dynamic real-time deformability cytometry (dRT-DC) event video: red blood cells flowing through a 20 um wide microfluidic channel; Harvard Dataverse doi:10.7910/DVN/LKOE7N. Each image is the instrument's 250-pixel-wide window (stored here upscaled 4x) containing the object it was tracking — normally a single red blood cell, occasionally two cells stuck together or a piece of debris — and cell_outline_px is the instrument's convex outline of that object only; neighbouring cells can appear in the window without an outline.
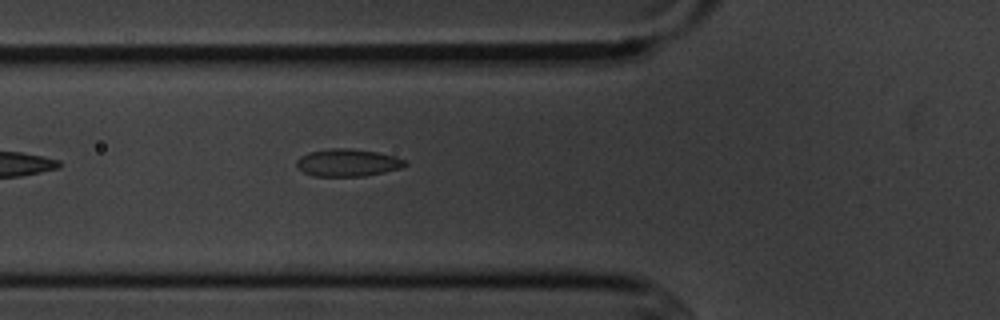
{"species": "common noctule bat (a hibernating species)", "species_latin": "Nyctalus noctula", "temperature_condition": "cold", "stored_images_in_passage": 6, "camera_frame_rate_fps": 3000, "um_per_image_px": 0.085, "animal": {"sex": "male", "body_mass_g": 20.1, "forearm_length_mm": 53.5}, "frame": {"image": 1, "passage_image": 6, "time_ms": 5.667, "image_size_px": [1000, 320], "cell_outline_px": [[408, 164], [400, 168], [384, 172], [364, 176], [312, 176], [304, 172], [296, 164], [296, 160], [300, 156], [308, 152], [328, 148], [352, 148], [376, 152], [396, 156], [408, 160]], "centroid_in_image_um": [29.57, 13.82], "position_along_channel_um": 96.2, "area_um2": 17.51}}